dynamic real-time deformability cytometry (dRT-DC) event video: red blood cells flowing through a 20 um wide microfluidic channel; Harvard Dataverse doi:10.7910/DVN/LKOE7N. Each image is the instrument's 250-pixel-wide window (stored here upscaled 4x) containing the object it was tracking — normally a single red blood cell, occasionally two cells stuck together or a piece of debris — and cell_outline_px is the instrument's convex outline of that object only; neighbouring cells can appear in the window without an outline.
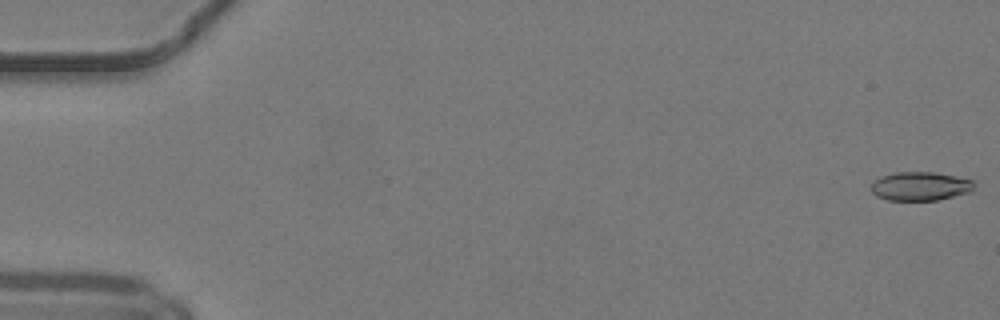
{"species": "common noctule bat (a hibernating species)", "species_latin": "Nyctalus noctula", "temperature_condition": "warm", "stored_images_in_passage": 20, "camera_frame_rate_fps": 3000, "um_per_image_px": 0.085, "animal": {"sex": "male", "body_mass_g": 19.2, "forearm_length_mm": 51.8}, "frame": {"image": 1, "passage_image": 1, "time_ms": 0.0, "image_size_px": [1000, 320], "cell_outline_px": [[976, 180], [972, 188], [968, 192], [940, 200], [888, 200], [876, 196], [872, 192], [872, 184], [880, 176], [896, 172], [932, 172], [956, 176]], "centroid_in_image_um": [78.23, 15.82], "position_along_channel_um": 6.8, "area_um2": 17.22}}
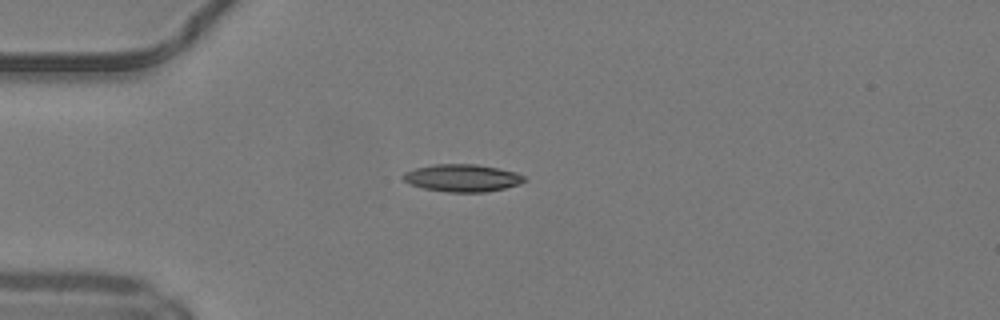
{"frame": {"image": 2, "passage_image": 14, "time_ms": 4.333, "image_size_px": [1000, 320], "cell_outline_px": [[528, 180], [520, 184], [504, 188], [484, 192], [448, 192], [424, 188], [408, 184], [400, 176], [404, 172], [416, 168], [432, 164], [476, 164], [516, 172], [524, 176]], "centroid_in_image_um": [39.28, 15.12], "position_along_channel_um": 45.7, "area_um2": 19.42}}
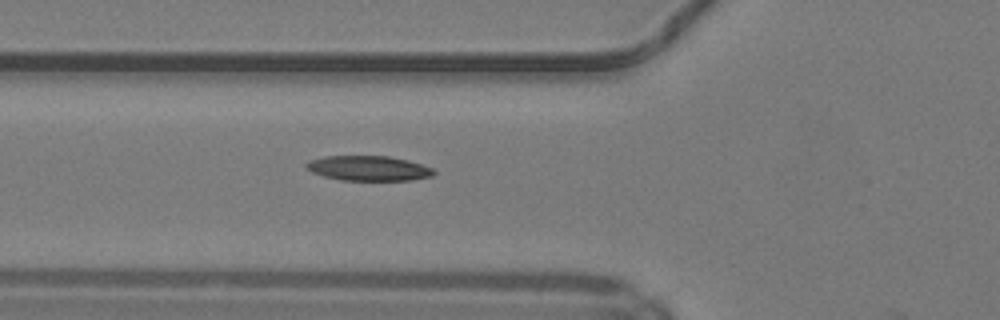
{"frame": {"image": 3, "passage_image": 19, "time_ms": 6.0, "image_size_px": [1000, 320], "cell_outline_px": [[436, 172], [432, 176], [412, 180], [340, 180], [324, 176], [312, 172], [304, 168], [304, 164], [308, 160], [324, 156], [388, 156], [408, 160], [432, 168]], "centroid_in_image_um": [31.28, 14.3], "position_along_channel_um": 94.5, "area_um2": 18.61}}